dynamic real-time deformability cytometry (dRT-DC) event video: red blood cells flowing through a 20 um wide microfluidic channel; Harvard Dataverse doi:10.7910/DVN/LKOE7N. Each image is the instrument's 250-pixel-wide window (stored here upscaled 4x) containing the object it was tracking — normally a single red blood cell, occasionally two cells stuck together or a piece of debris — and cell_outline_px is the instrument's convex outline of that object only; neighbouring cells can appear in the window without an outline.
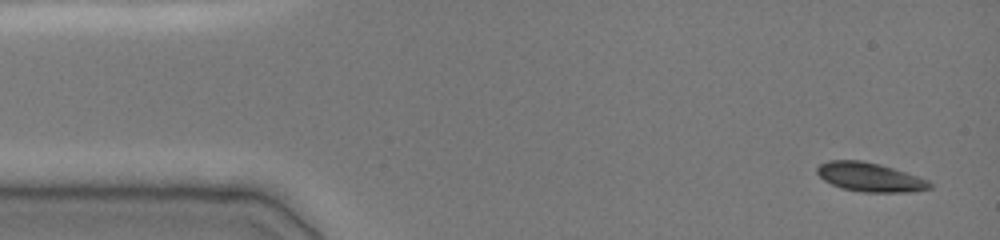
{"species": "common noctule bat (a hibernating species)", "species_latin": "Nyctalus noctula", "temperature_condition": "cold", "stored_images_in_passage": 29, "camera_frame_rate_fps": 3000, "um_per_image_px": 0.085, "animal": {"sex": "female", "body_mass_g": 19.0, "forearm_length_mm": 51.5}, "frame": {"image": 1, "passage_image": 1, "time_ms": 0.0, "image_size_px": [1000, 240], "cell_outline_px": [[932, 188], [912, 192], [864, 192], [840, 188], [824, 180], [816, 172], [816, 168], [820, 164], [828, 160], [860, 160], [880, 164], [928, 180], [932, 184]], "centroid_in_image_um": [73.92, 15.06], "position_along_channel_um": 11.1, "area_um2": 18.96}}
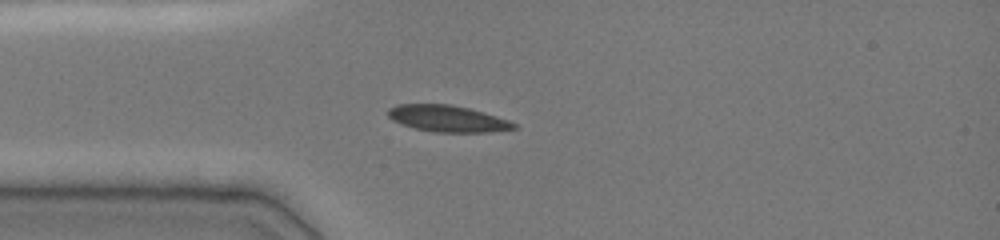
{"frame": {"image": 2, "passage_image": 13, "time_ms": 3.333, "image_size_px": [1000, 240], "cell_outline_px": [[520, 128], [488, 132], [432, 132], [416, 128], [392, 120], [388, 116], [388, 108], [396, 104], [448, 104], [468, 108], [496, 116], [508, 120], [516, 124]], "centroid_in_image_um": [38.05, 10.08], "position_along_channel_um": 47.0, "area_um2": 19.31}}
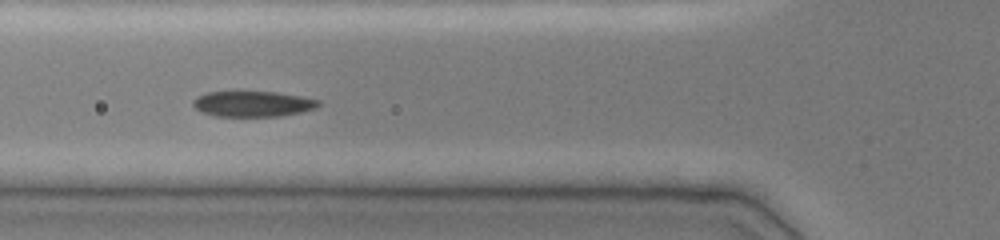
{"frame": {"image": 3, "passage_image": 20, "time_ms": 5.0, "image_size_px": [1000, 240], "cell_outline_px": [[320, 104], [316, 108], [300, 112], [280, 116], [216, 116], [200, 112], [192, 104], [192, 100], [196, 96], [208, 92], [276, 92], [300, 96], [320, 100]], "centroid_in_image_um": [21.46, 8.83], "position_along_channel_um": 104.3, "area_um2": 18.67}}